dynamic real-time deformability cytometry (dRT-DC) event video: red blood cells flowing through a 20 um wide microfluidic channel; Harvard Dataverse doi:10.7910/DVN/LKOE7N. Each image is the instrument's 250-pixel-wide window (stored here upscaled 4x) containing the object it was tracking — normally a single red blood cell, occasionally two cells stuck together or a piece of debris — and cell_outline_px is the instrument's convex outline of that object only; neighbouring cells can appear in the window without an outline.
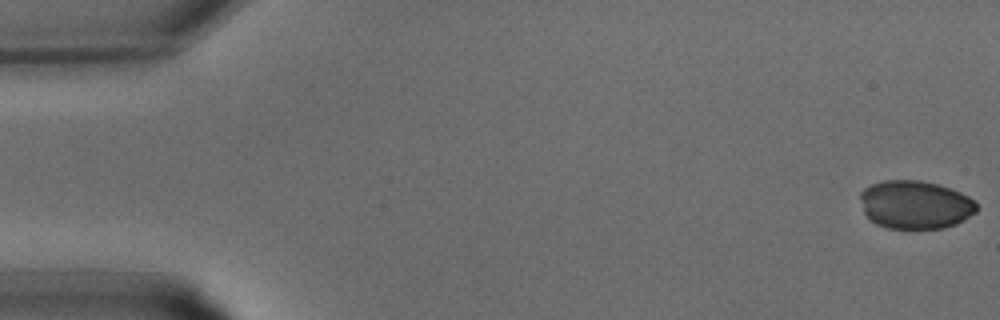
{"species": "common noctule bat (a hibernating species)", "species_latin": "Nyctalus noctula", "temperature_condition": "warm", "stored_images_in_passage": 8, "camera_frame_rate_fps": 3000, "um_per_image_px": 0.085, "animal": {"sex": "male", "body_mass_g": 15.6}, "frame": {"image": 1, "passage_image": 1, "time_ms": 0.0, "image_size_px": [1000, 320], "cell_outline_px": [[980, 208], [976, 212], [964, 220], [956, 224], [944, 228], [888, 228], [876, 224], [864, 212], [860, 200], [860, 192], [864, 188], [872, 184], [884, 180], [920, 180], [936, 184], [960, 192], [976, 200]], "centroid_in_image_um": [77.82, 17.39], "position_along_channel_um": 7.2, "area_um2": 32.89}}